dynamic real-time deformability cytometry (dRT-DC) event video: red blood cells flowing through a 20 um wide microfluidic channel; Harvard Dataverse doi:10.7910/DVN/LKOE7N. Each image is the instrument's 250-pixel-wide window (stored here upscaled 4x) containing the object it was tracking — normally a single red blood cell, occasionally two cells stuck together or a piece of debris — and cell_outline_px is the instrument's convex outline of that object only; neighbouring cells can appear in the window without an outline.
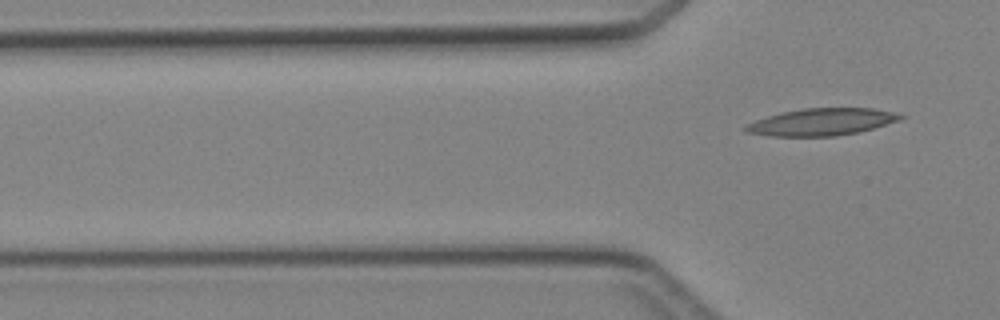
{"species": "Egyptian fruit bat (a non-hibernating species)", "species_latin": "Rousettus aegyptiacus", "temperature_condition": "cold", "stored_images_in_passage": 2, "camera_frame_rate_fps": 3000, "um_per_image_px": 0.085, "animal": {"sex": "female"}, "frame": {"image": 1, "passage_image": 2, "time_ms": 2.0, "image_size_px": [1000, 320], "cell_outline_px": [[904, 116], [900, 120], [860, 132], [836, 136], [768, 136], [748, 132], [744, 128], [748, 124], [756, 120], [780, 112], [804, 108], [872, 108], [896, 112]], "centroid_in_image_um": [69.88, 10.36], "position_along_channel_um": 55.9, "area_um2": 24.39}}